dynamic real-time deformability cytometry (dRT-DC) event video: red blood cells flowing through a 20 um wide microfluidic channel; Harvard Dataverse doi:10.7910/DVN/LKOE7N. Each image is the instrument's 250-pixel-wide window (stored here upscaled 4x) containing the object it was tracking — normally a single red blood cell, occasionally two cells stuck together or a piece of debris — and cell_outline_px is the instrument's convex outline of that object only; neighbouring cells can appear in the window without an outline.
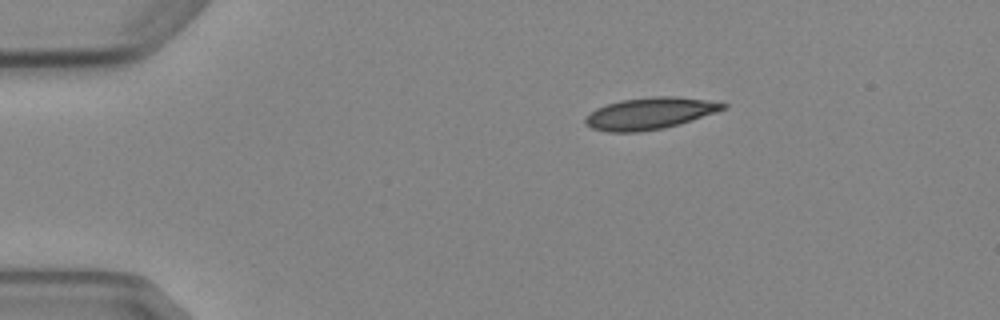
{"species": "Egyptian fruit bat (a non-hibernating species)", "species_latin": "Rousettus aegyptiacus", "temperature_condition": "cold", "stored_images_in_passage": 3, "camera_frame_rate_fps": 3000, "um_per_image_px": 0.085, "animal": {"sex": "female"}, "frame": {"image": 1, "passage_image": 1, "time_ms": 0.0, "image_size_px": [1000, 320], "cell_outline_px": [[728, 108], [680, 124], [664, 128], [640, 132], [608, 132], [592, 128], [584, 124], [584, 120], [596, 108], [620, 100], [652, 96], [676, 96], [704, 100], [728, 104]], "centroid_in_image_um": [55.23, 9.64], "position_along_channel_um": 29.8, "area_um2": 25.43}}